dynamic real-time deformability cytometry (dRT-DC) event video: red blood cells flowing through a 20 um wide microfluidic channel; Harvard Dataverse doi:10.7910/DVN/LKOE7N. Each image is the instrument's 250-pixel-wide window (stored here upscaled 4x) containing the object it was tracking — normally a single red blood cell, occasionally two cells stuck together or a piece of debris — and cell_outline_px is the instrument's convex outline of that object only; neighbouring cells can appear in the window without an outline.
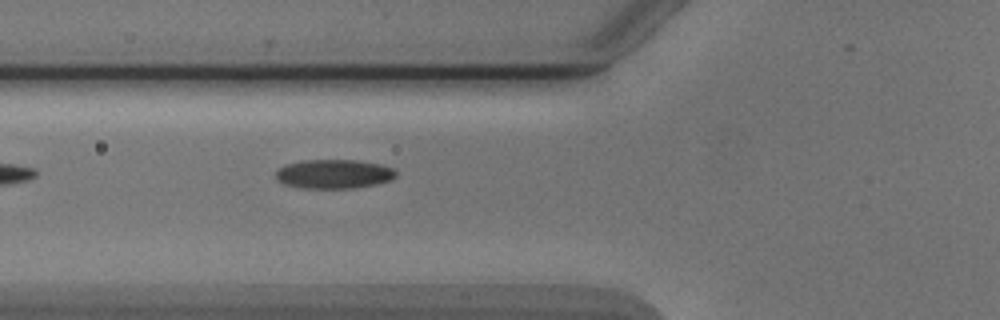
{"species": "Egyptian fruit bat (a non-hibernating species)", "species_latin": "Rousettus aegyptiacus", "temperature_condition": "cold", "stored_images_in_passage": 5, "camera_frame_rate_fps": 3000, "um_per_image_px": 0.085, "animal": {"sex": "male"}, "frame": {"image": 1, "passage_image": 5, "time_ms": 5.667, "image_size_px": [1000, 320], "cell_outline_px": [[396, 176], [388, 180], [376, 184], [356, 188], [300, 188], [284, 184], [276, 180], [276, 168], [284, 164], [304, 160], [356, 160], [380, 164], [392, 168], [396, 172]], "centroid_in_image_um": [28.32, 14.79], "position_along_channel_um": 97.5, "area_um2": 20.52}}